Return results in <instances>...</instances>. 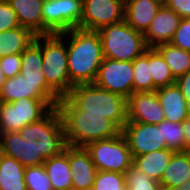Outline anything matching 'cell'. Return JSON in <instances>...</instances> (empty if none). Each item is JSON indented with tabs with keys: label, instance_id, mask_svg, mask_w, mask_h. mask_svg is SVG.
<instances>
[{
	"label": "cell",
	"instance_id": "obj_1",
	"mask_svg": "<svg viewBox=\"0 0 190 190\" xmlns=\"http://www.w3.org/2000/svg\"><path fill=\"white\" fill-rule=\"evenodd\" d=\"M67 146L62 118L57 107L39 121L19 131L0 133V152L18 160L25 168L42 165Z\"/></svg>",
	"mask_w": 190,
	"mask_h": 190
},
{
	"label": "cell",
	"instance_id": "obj_2",
	"mask_svg": "<svg viewBox=\"0 0 190 190\" xmlns=\"http://www.w3.org/2000/svg\"><path fill=\"white\" fill-rule=\"evenodd\" d=\"M59 35L66 42L70 84H93L104 60L98 31L73 28Z\"/></svg>",
	"mask_w": 190,
	"mask_h": 190
},
{
	"label": "cell",
	"instance_id": "obj_3",
	"mask_svg": "<svg viewBox=\"0 0 190 190\" xmlns=\"http://www.w3.org/2000/svg\"><path fill=\"white\" fill-rule=\"evenodd\" d=\"M60 112L67 145L86 147L89 143L115 137L121 131L102 114L86 113L67 97L56 106Z\"/></svg>",
	"mask_w": 190,
	"mask_h": 190
},
{
	"label": "cell",
	"instance_id": "obj_4",
	"mask_svg": "<svg viewBox=\"0 0 190 190\" xmlns=\"http://www.w3.org/2000/svg\"><path fill=\"white\" fill-rule=\"evenodd\" d=\"M78 109L86 113L102 114L120 131L127 120V99L104 90L94 84H79L72 87L66 96Z\"/></svg>",
	"mask_w": 190,
	"mask_h": 190
},
{
	"label": "cell",
	"instance_id": "obj_5",
	"mask_svg": "<svg viewBox=\"0 0 190 190\" xmlns=\"http://www.w3.org/2000/svg\"><path fill=\"white\" fill-rule=\"evenodd\" d=\"M98 33L104 58L132 62L148 49L144 34L130 27L124 20L104 26Z\"/></svg>",
	"mask_w": 190,
	"mask_h": 190
},
{
	"label": "cell",
	"instance_id": "obj_6",
	"mask_svg": "<svg viewBox=\"0 0 190 190\" xmlns=\"http://www.w3.org/2000/svg\"><path fill=\"white\" fill-rule=\"evenodd\" d=\"M43 73L47 85L60 97H66L72 85L69 81L67 48L59 34L41 35Z\"/></svg>",
	"mask_w": 190,
	"mask_h": 190
},
{
	"label": "cell",
	"instance_id": "obj_7",
	"mask_svg": "<svg viewBox=\"0 0 190 190\" xmlns=\"http://www.w3.org/2000/svg\"><path fill=\"white\" fill-rule=\"evenodd\" d=\"M57 103L52 98H24L14 102H0V133L19 131L39 121Z\"/></svg>",
	"mask_w": 190,
	"mask_h": 190
},
{
	"label": "cell",
	"instance_id": "obj_8",
	"mask_svg": "<svg viewBox=\"0 0 190 190\" xmlns=\"http://www.w3.org/2000/svg\"><path fill=\"white\" fill-rule=\"evenodd\" d=\"M85 148L98 171L124 174L133 165L131 150L122 132L109 139L91 142Z\"/></svg>",
	"mask_w": 190,
	"mask_h": 190
},
{
	"label": "cell",
	"instance_id": "obj_9",
	"mask_svg": "<svg viewBox=\"0 0 190 190\" xmlns=\"http://www.w3.org/2000/svg\"><path fill=\"white\" fill-rule=\"evenodd\" d=\"M83 0H45L42 9L43 35L79 28Z\"/></svg>",
	"mask_w": 190,
	"mask_h": 190
},
{
	"label": "cell",
	"instance_id": "obj_10",
	"mask_svg": "<svg viewBox=\"0 0 190 190\" xmlns=\"http://www.w3.org/2000/svg\"><path fill=\"white\" fill-rule=\"evenodd\" d=\"M93 84L127 99L133 93L132 62L104 58Z\"/></svg>",
	"mask_w": 190,
	"mask_h": 190
},
{
	"label": "cell",
	"instance_id": "obj_11",
	"mask_svg": "<svg viewBox=\"0 0 190 190\" xmlns=\"http://www.w3.org/2000/svg\"><path fill=\"white\" fill-rule=\"evenodd\" d=\"M123 0H83L80 29L98 31L124 20Z\"/></svg>",
	"mask_w": 190,
	"mask_h": 190
},
{
	"label": "cell",
	"instance_id": "obj_12",
	"mask_svg": "<svg viewBox=\"0 0 190 190\" xmlns=\"http://www.w3.org/2000/svg\"><path fill=\"white\" fill-rule=\"evenodd\" d=\"M121 132L128 142L133 158L156 150L167 149L161 128H158L156 124L127 122Z\"/></svg>",
	"mask_w": 190,
	"mask_h": 190
},
{
	"label": "cell",
	"instance_id": "obj_13",
	"mask_svg": "<svg viewBox=\"0 0 190 190\" xmlns=\"http://www.w3.org/2000/svg\"><path fill=\"white\" fill-rule=\"evenodd\" d=\"M128 122L160 124L165 121V114L156 91L132 93L127 98Z\"/></svg>",
	"mask_w": 190,
	"mask_h": 190
},
{
	"label": "cell",
	"instance_id": "obj_14",
	"mask_svg": "<svg viewBox=\"0 0 190 190\" xmlns=\"http://www.w3.org/2000/svg\"><path fill=\"white\" fill-rule=\"evenodd\" d=\"M24 98H52L56 103L61 99L46 82H30L21 74L7 78L0 91V102Z\"/></svg>",
	"mask_w": 190,
	"mask_h": 190
},
{
	"label": "cell",
	"instance_id": "obj_15",
	"mask_svg": "<svg viewBox=\"0 0 190 190\" xmlns=\"http://www.w3.org/2000/svg\"><path fill=\"white\" fill-rule=\"evenodd\" d=\"M72 190H92L97 168L85 147L69 146Z\"/></svg>",
	"mask_w": 190,
	"mask_h": 190
},
{
	"label": "cell",
	"instance_id": "obj_16",
	"mask_svg": "<svg viewBox=\"0 0 190 190\" xmlns=\"http://www.w3.org/2000/svg\"><path fill=\"white\" fill-rule=\"evenodd\" d=\"M181 20L178 14L163 4L144 34L147 47L155 48L160 44L170 43Z\"/></svg>",
	"mask_w": 190,
	"mask_h": 190
},
{
	"label": "cell",
	"instance_id": "obj_17",
	"mask_svg": "<svg viewBox=\"0 0 190 190\" xmlns=\"http://www.w3.org/2000/svg\"><path fill=\"white\" fill-rule=\"evenodd\" d=\"M162 5L163 0H126L124 21L138 32L145 34Z\"/></svg>",
	"mask_w": 190,
	"mask_h": 190
},
{
	"label": "cell",
	"instance_id": "obj_18",
	"mask_svg": "<svg viewBox=\"0 0 190 190\" xmlns=\"http://www.w3.org/2000/svg\"><path fill=\"white\" fill-rule=\"evenodd\" d=\"M165 120L184 122L189 116L188 105L180 88L175 84L156 90Z\"/></svg>",
	"mask_w": 190,
	"mask_h": 190
},
{
	"label": "cell",
	"instance_id": "obj_19",
	"mask_svg": "<svg viewBox=\"0 0 190 190\" xmlns=\"http://www.w3.org/2000/svg\"><path fill=\"white\" fill-rule=\"evenodd\" d=\"M17 15L21 27L43 35L42 9L45 0H6Z\"/></svg>",
	"mask_w": 190,
	"mask_h": 190
},
{
	"label": "cell",
	"instance_id": "obj_20",
	"mask_svg": "<svg viewBox=\"0 0 190 190\" xmlns=\"http://www.w3.org/2000/svg\"><path fill=\"white\" fill-rule=\"evenodd\" d=\"M53 190H72V172L69 163V145L58 155L43 163Z\"/></svg>",
	"mask_w": 190,
	"mask_h": 190
},
{
	"label": "cell",
	"instance_id": "obj_21",
	"mask_svg": "<svg viewBox=\"0 0 190 190\" xmlns=\"http://www.w3.org/2000/svg\"><path fill=\"white\" fill-rule=\"evenodd\" d=\"M190 178V152H175L163 172L160 185L163 190L181 187Z\"/></svg>",
	"mask_w": 190,
	"mask_h": 190
},
{
	"label": "cell",
	"instance_id": "obj_22",
	"mask_svg": "<svg viewBox=\"0 0 190 190\" xmlns=\"http://www.w3.org/2000/svg\"><path fill=\"white\" fill-rule=\"evenodd\" d=\"M42 68L41 35H37L35 40L21 53L20 74L30 82H46Z\"/></svg>",
	"mask_w": 190,
	"mask_h": 190
},
{
	"label": "cell",
	"instance_id": "obj_23",
	"mask_svg": "<svg viewBox=\"0 0 190 190\" xmlns=\"http://www.w3.org/2000/svg\"><path fill=\"white\" fill-rule=\"evenodd\" d=\"M174 153L175 152L170 149L149 152L141 156L134 157L133 165L151 179L160 182L163 172Z\"/></svg>",
	"mask_w": 190,
	"mask_h": 190
},
{
	"label": "cell",
	"instance_id": "obj_24",
	"mask_svg": "<svg viewBox=\"0 0 190 190\" xmlns=\"http://www.w3.org/2000/svg\"><path fill=\"white\" fill-rule=\"evenodd\" d=\"M24 171L18 160L0 154V190H27Z\"/></svg>",
	"mask_w": 190,
	"mask_h": 190
},
{
	"label": "cell",
	"instance_id": "obj_25",
	"mask_svg": "<svg viewBox=\"0 0 190 190\" xmlns=\"http://www.w3.org/2000/svg\"><path fill=\"white\" fill-rule=\"evenodd\" d=\"M36 36L30 29L21 26L1 32L0 58L22 53Z\"/></svg>",
	"mask_w": 190,
	"mask_h": 190
},
{
	"label": "cell",
	"instance_id": "obj_26",
	"mask_svg": "<svg viewBox=\"0 0 190 190\" xmlns=\"http://www.w3.org/2000/svg\"><path fill=\"white\" fill-rule=\"evenodd\" d=\"M155 49L165 59L175 79L190 70V52L178 48L171 43L160 44Z\"/></svg>",
	"mask_w": 190,
	"mask_h": 190
},
{
	"label": "cell",
	"instance_id": "obj_27",
	"mask_svg": "<svg viewBox=\"0 0 190 190\" xmlns=\"http://www.w3.org/2000/svg\"><path fill=\"white\" fill-rule=\"evenodd\" d=\"M133 93L154 91L153 79L150 71V48L132 61Z\"/></svg>",
	"mask_w": 190,
	"mask_h": 190
},
{
	"label": "cell",
	"instance_id": "obj_28",
	"mask_svg": "<svg viewBox=\"0 0 190 190\" xmlns=\"http://www.w3.org/2000/svg\"><path fill=\"white\" fill-rule=\"evenodd\" d=\"M150 71L154 91L175 84L176 82L165 59L155 48H150Z\"/></svg>",
	"mask_w": 190,
	"mask_h": 190
},
{
	"label": "cell",
	"instance_id": "obj_29",
	"mask_svg": "<svg viewBox=\"0 0 190 190\" xmlns=\"http://www.w3.org/2000/svg\"><path fill=\"white\" fill-rule=\"evenodd\" d=\"M161 128L162 138L165 140L167 149L174 152H185V131L183 122L173 123L165 120L157 124Z\"/></svg>",
	"mask_w": 190,
	"mask_h": 190
},
{
	"label": "cell",
	"instance_id": "obj_30",
	"mask_svg": "<svg viewBox=\"0 0 190 190\" xmlns=\"http://www.w3.org/2000/svg\"><path fill=\"white\" fill-rule=\"evenodd\" d=\"M124 176L128 190H163L158 181L151 179L134 165L124 173Z\"/></svg>",
	"mask_w": 190,
	"mask_h": 190
},
{
	"label": "cell",
	"instance_id": "obj_31",
	"mask_svg": "<svg viewBox=\"0 0 190 190\" xmlns=\"http://www.w3.org/2000/svg\"><path fill=\"white\" fill-rule=\"evenodd\" d=\"M24 180L27 190H53L44 165L26 167Z\"/></svg>",
	"mask_w": 190,
	"mask_h": 190
},
{
	"label": "cell",
	"instance_id": "obj_32",
	"mask_svg": "<svg viewBox=\"0 0 190 190\" xmlns=\"http://www.w3.org/2000/svg\"><path fill=\"white\" fill-rule=\"evenodd\" d=\"M124 174L109 171H97L92 190H125Z\"/></svg>",
	"mask_w": 190,
	"mask_h": 190
},
{
	"label": "cell",
	"instance_id": "obj_33",
	"mask_svg": "<svg viewBox=\"0 0 190 190\" xmlns=\"http://www.w3.org/2000/svg\"><path fill=\"white\" fill-rule=\"evenodd\" d=\"M170 43L190 52V18H182Z\"/></svg>",
	"mask_w": 190,
	"mask_h": 190
},
{
	"label": "cell",
	"instance_id": "obj_34",
	"mask_svg": "<svg viewBox=\"0 0 190 190\" xmlns=\"http://www.w3.org/2000/svg\"><path fill=\"white\" fill-rule=\"evenodd\" d=\"M15 11L6 0H0V33L19 27Z\"/></svg>",
	"mask_w": 190,
	"mask_h": 190
},
{
	"label": "cell",
	"instance_id": "obj_35",
	"mask_svg": "<svg viewBox=\"0 0 190 190\" xmlns=\"http://www.w3.org/2000/svg\"><path fill=\"white\" fill-rule=\"evenodd\" d=\"M0 67L6 78L17 76L21 71V53L0 58Z\"/></svg>",
	"mask_w": 190,
	"mask_h": 190
},
{
	"label": "cell",
	"instance_id": "obj_36",
	"mask_svg": "<svg viewBox=\"0 0 190 190\" xmlns=\"http://www.w3.org/2000/svg\"><path fill=\"white\" fill-rule=\"evenodd\" d=\"M163 4L181 18H190V0H163Z\"/></svg>",
	"mask_w": 190,
	"mask_h": 190
},
{
	"label": "cell",
	"instance_id": "obj_37",
	"mask_svg": "<svg viewBox=\"0 0 190 190\" xmlns=\"http://www.w3.org/2000/svg\"><path fill=\"white\" fill-rule=\"evenodd\" d=\"M176 85L180 88L186 101L190 98V70L176 79Z\"/></svg>",
	"mask_w": 190,
	"mask_h": 190
},
{
	"label": "cell",
	"instance_id": "obj_38",
	"mask_svg": "<svg viewBox=\"0 0 190 190\" xmlns=\"http://www.w3.org/2000/svg\"><path fill=\"white\" fill-rule=\"evenodd\" d=\"M185 131V152H190V116L183 122Z\"/></svg>",
	"mask_w": 190,
	"mask_h": 190
},
{
	"label": "cell",
	"instance_id": "obj_39",
	"mask_svg": "<svg viewBox=\"0 0 190 190\" xmlns=\"http://www.w3.org/2000/svg\"><path fill=\"white\" fill-rule=\"evenodd\" d=\"M168 190H190V178L189 180L184 184L182 185L181 187H175V188H170Z\"/></svg>",
	"mask_w": 190,
	"mask_h": 190
},
{
	"label": "cell",
	"instance_id": "obj_40",
	"mask_svg": "<svg viewBox=\"0 0 190 190\" xmlns=\"http://www.w3.org/2000/svg\"><path fill=\"white\" fill-rule=\"evenodd\" d=\"M6 77L4 76V73L1 71V67H0V91L3 87V84L6 82Z\"/></svg>",
	"mask_w": 190,
	"mask_h": 190
},
{
	"label": "cell",
	"instance_id": "obj_41",
	"mask_svg": "<svg viewBox=\"0 0 190 190\" xmlns=\"http://www.w3.org/2000/svg\"><path fill=\"white\" fill-rule=\"evenodd\" d=\"M187 105H188V112L190 114V98L187 100Z\"/></svg>",
	"mask_w": 190,
	"mask_h": 190
}]
</instances>
